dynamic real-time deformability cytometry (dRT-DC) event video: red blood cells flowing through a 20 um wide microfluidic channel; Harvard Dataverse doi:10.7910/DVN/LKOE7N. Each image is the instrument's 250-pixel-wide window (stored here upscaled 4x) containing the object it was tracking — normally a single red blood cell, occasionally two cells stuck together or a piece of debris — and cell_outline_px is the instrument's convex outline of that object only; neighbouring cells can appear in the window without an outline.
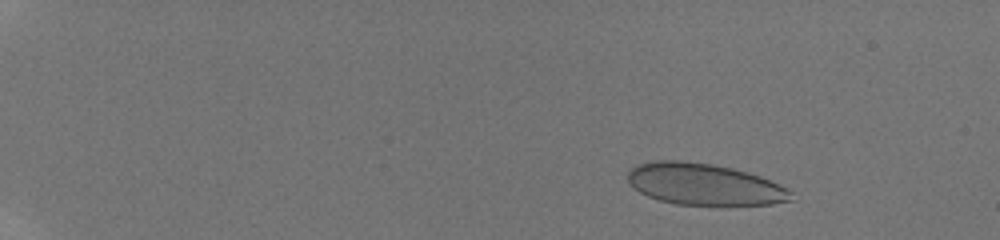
{"species": "human", "species_latin": "Homo sapiens", "temperature_condition": "room temperature", "stored_images_in_passage": 49, "camera_frame_rate_fps": 3000, "um_per_image_px": 0.085, "donor": {"sex": "male"}, "frame": {"image": 1, "passage_image": 5, "time_ms": 1.667, "image_size_px": [1000, 240], "cell_outline_px": [[792, 200], [772, 204], [676, 204], [660, 200], [648, 196], [640, 192], [628, 180], [628, 172], [636, 164], [656, 160], [680, 160], [712, 164], [732, 168], [760, 176], [792, 192]], "centroid_in_image_um": [59.82, 15.65], "position_along_channel_um": 25.2, "area_um2": 38.9}}
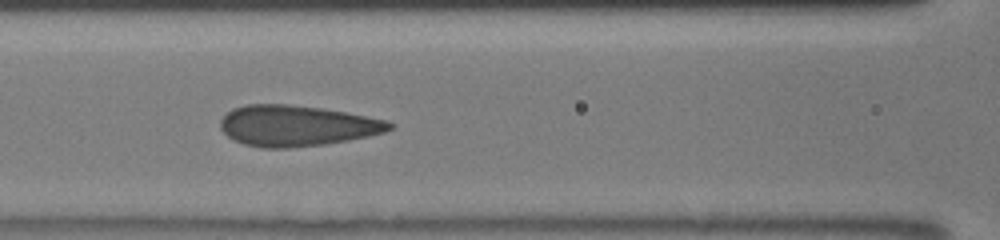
{"frame": {"image": 2, "passage_image": 23, "time_ms": 8.0, "image_size_px": [1000, 240], "cell_outline_px": [[396, 124], [392, 128], [384, 132], [368, 136], [348, 140], [324, 144], [288, 148], [260, 148], [244, 144], [232, 140], [220, 128], [220, 120], [232, 108], [244, 104], [288, 104], [320, 108], [344, 112], [388, 120]], "centroid_in_image_um": [25.2, 10.69], "position_along_channel_um": 141.4, "area_um2": 40.29}}
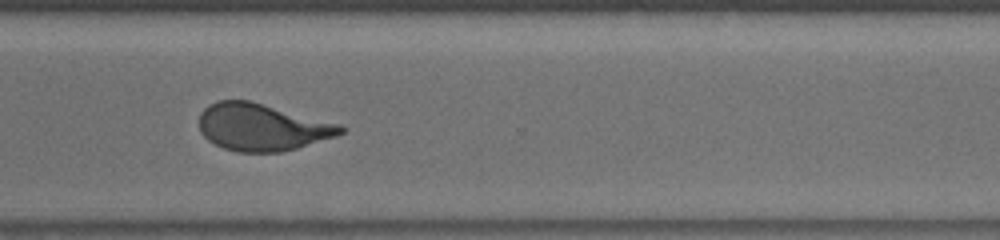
{"frame": {"image": 3, "passage_image": 48, "time_ms": 13.0, "image_size_px": [1000, 240], "cell_outline_px": [[348, 128], [344, 132], [336, 136], [296, 148], [280, 152], [236, 152], [224, 148], [208, 140], [200, 132], [200, 112], [208, 104], [220, 100], [252, 100], [340, 124]], "centroid_in_image_um": [22.28, 10.79], "position_along_channel_um": 348.3, "area_um2": 39.02}}